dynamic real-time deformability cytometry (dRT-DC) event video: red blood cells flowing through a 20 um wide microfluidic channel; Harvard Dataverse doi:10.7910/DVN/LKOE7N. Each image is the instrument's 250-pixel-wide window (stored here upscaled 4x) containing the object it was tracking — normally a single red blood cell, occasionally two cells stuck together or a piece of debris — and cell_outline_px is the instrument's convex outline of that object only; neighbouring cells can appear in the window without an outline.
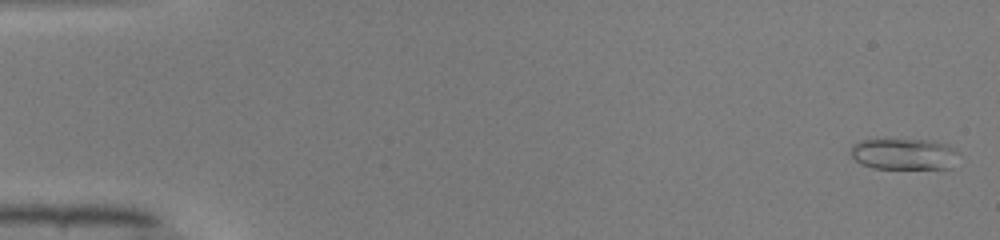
{"species": "common noctule bat (a hibernating species)", "species_latin": "Nyctalus noctula", "temperature_condition": "warm", "stored_images_in_passage": 49, "camera_frame_rate_fps": 3000, "um_per_image_px": 0.085, "animal": {"sex": "male", "body_mass_g": 19.0, "forearm_length_mm": 50.8}, "frame": {"image": 1, "passage_image": 1, "time_ms": 0.0, "image_size_px": [1000, 240], "cell_outline_px": [[960, 152], [952, 168], [872, 168], [860, 164], [852, 156], [852, 144], [860, 140], [928, 140], [948, 144], [956, 148]], "centroid_in_image_um": [76.89, 13.09], "position_along_channel_um": 8.1, "area_um2": 19.71}}
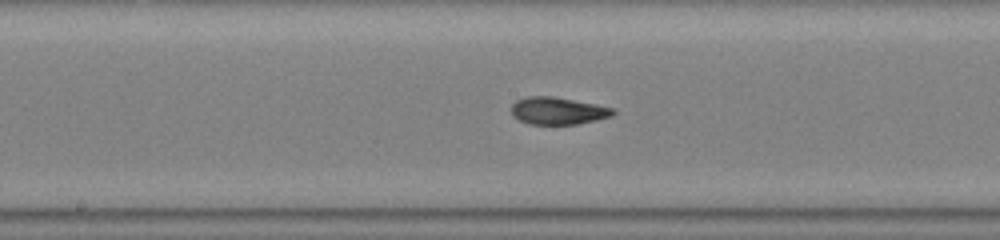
{"frame": {"image": 2, "passage_image": 26, "time_ms": 8.333, "image_size_px": [1000, 240], "cell_outline_px": [[616, 112], [612, 116], [596, 120], [576, 124], [528, 124], [512, 116], [512, 104], [516, 100], [528, 96], [552, 96], [596, 104], [612, 108]], "centroid_in_image_um": [47.41, 9.42], "position_along_channel_um": 200.8, "area_um2": 16.13}}
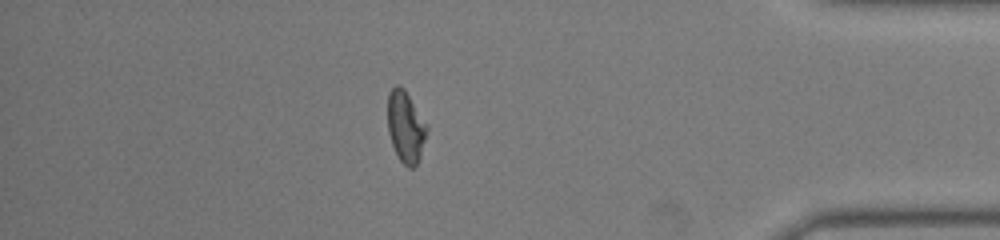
{"frame": {"image": 3, "passage_image": 43, "time_ms": 14.0, "image_size_px": [1000, 240], "cell_outline_px": [[428, 128], [420, 156], [416, 164], [412, 168], [408, 168], [400, 160], [392, 144], [388, 132], [388, 92], [396, 84], [400, 84], [404, 88], [428, 124]], "centroid_in_image_um": [34.48, 10.73], "position_along_channel_um": 400.7, "area_um2": 16.36}, "authors_computed_cell_mechanics": {"area_um2": 16.5308, "velocity_mm_per_s": 4.1298, "shape_relaxation_time_tau1_ms": 5.3383, "shape_relaxation_time_tau2_ms": 1.4858, "deformation_change_tau1": 0.2036, "deformation_change_tau2": 0.0787}}